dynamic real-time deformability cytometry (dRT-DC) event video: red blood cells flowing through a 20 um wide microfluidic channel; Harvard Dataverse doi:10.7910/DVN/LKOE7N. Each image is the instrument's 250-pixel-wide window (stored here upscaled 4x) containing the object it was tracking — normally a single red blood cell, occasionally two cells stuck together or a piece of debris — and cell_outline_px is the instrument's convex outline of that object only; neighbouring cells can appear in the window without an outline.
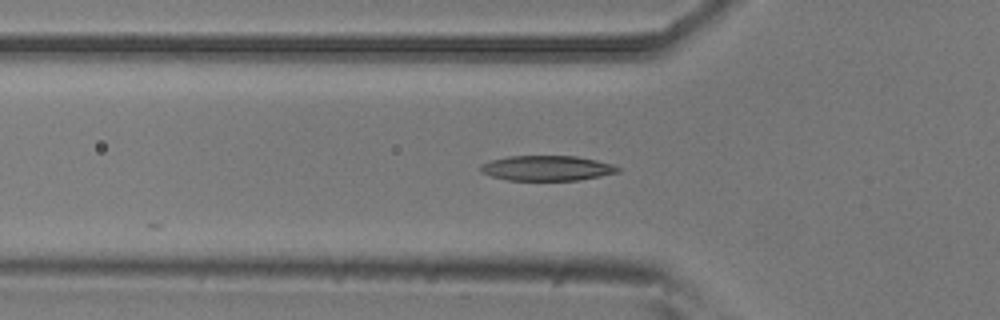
{"species": "common noctule bat (a hibernating species)", "species_latin": "Nyctalus noctula", "temperature_condition": "room temperature", "stored_images_in_passage": 10, "camera_frame_rate_fps": 3000, "um_per_image_px": 0.085, "animal": {"sex": "male", "body_mass_g": 20.5, "forearm_length_mm": 52.5}, "frame": {"image": 1, "passage_image": 3, "time_ms": 0.667, "image_size_px": [1000, 320], "cell_outline_px": [[620, 172], [600, 176], [576, 180], [508, 180], [492, 176], [480, 172], [480, 164], [492, 160], [508, 156], [576, 156], [596, 160], [612, 164], [620, 168]], "centroid_in_image_um": [46.48, 14.29], "position_along_channel_um": 79.3, "area_um2": 20.0}}
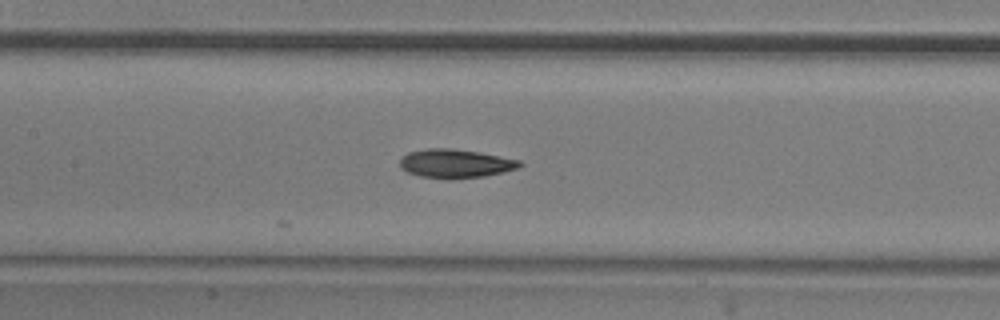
{"frame": {"image": 2, "passage_image": 10, "time_ms": 3.0, "image_size_px": [1000, 320], "cell_outline_px": [[524, 164], [516, 168], [504, 172], [484, 176], [448, 180], [420, 176], [408, 172], [400, 168], [400, 160], [408, 152], [428, 148], [452, 148], [480, 152], [520, 160]], "centroid_in_image_um": [38.71, 13.91], "position_along_channel_um": 168.7, "area_um2": 20.23}}